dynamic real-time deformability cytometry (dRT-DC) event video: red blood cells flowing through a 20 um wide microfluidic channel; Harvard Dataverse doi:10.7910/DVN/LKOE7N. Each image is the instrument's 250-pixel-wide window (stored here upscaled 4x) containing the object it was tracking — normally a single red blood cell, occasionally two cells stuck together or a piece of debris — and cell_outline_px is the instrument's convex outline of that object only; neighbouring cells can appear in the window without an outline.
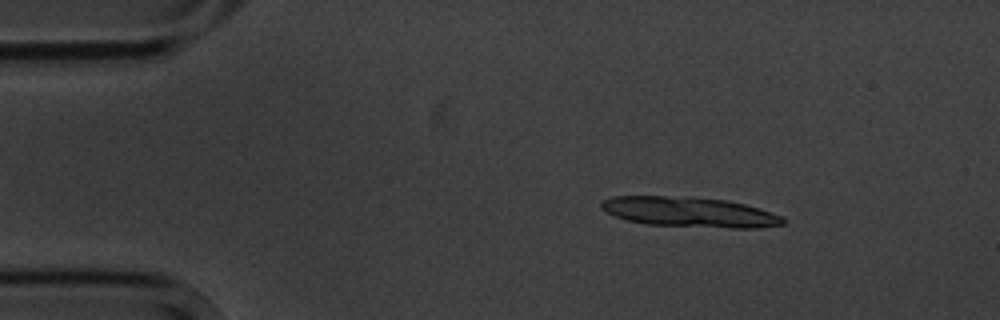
{"species": "common noctule bat (a hibernating species)", "species_latin": "Nyctalus noctula", "temperature_condition": "cold", "stored_images_in_passage": 5, "camera_frame_rate_fps": 3000, "um_per_image_px": 0.085, "animal": {"sex": "male", "body_mass_g": 20.1, "forearm_length_mm": 53.5}, "frame": {"image": 1, "passage_image": 3, "time_ms": 2.333, "image_size_px": [1000, 320], "cell_outline_px": [[784, 224], [756, 228], [732, 228], [648, 224], [628, 220], [604, 212], [600, 208], [600, 200], [612, 196], [664, 196], [728, 200], [760, 208], [784, 216]], "centroid_in_image_um": [58.6, 18.02], "position_along_channel_um": 26.4, "area_um2": 31.73}}